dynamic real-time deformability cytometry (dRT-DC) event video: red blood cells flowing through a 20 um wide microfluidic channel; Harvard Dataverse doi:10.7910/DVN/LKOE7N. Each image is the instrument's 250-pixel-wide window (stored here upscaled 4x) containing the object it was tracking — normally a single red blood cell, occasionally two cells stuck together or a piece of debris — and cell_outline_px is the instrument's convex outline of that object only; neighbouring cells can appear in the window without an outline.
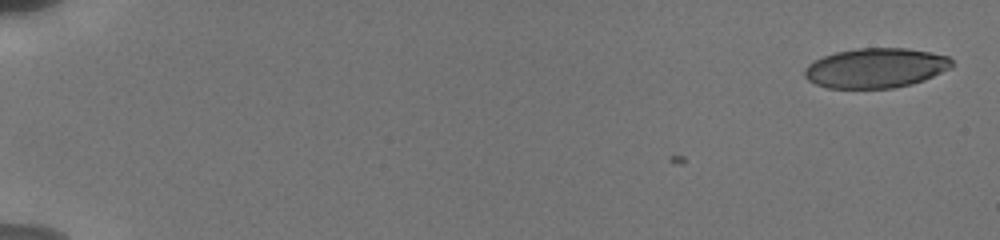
{"species": "human", "species_latin": "Homo sapiens", "temperature_condition": "cold", "stored_images_in_passage": 37, "camera_frame_rate_fps": 3000, "um_per_image_px": 0.085, "donor": {"sex": "male"}, "frame": {"image": 1, "passage_image": 1, "time_ms": 0.0, "image_size_px": [1000, 240], "cell_outline_px": [[952, 68], [924, 80], [912, 84], [892, 88], [828, 88], [816, 84], [808, 80], [804, 76], [804, 68], [808, 64], [824, 56], [836, 52], [856, 48], [908, 48], [948, 56], [952, 60]], "centroid_in_image_um": [74.44, 5.78], "position_along_channel_um": 10.6, "area_um2": 34.16}}
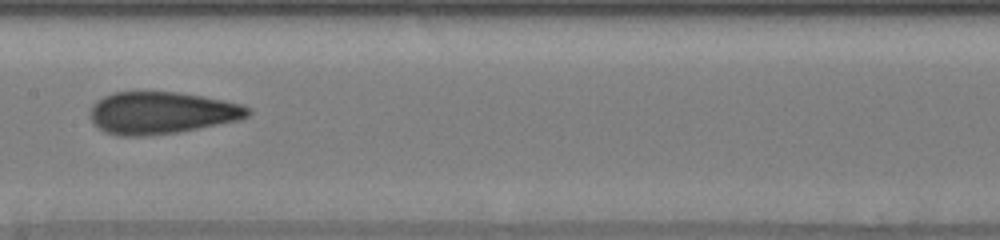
{"frame": {"image": 2, "passage_image": 19, "time_ms": 9.667, "image_size_px": [1000, 240], "cell_outline_px": [[252, 112], [248, 116], [240, 120], [180, 132], [144, 136], [116, 136], [104, 132], [92, 120], [92, 104], [96, 100], [112, 92], [180, 92], [204, 96], [244, 104], [252, 108]], "centroid_in_image_um": [13.79, 9.59], "position_along_channel_um": 193.6, "area_um2": 39.07}}
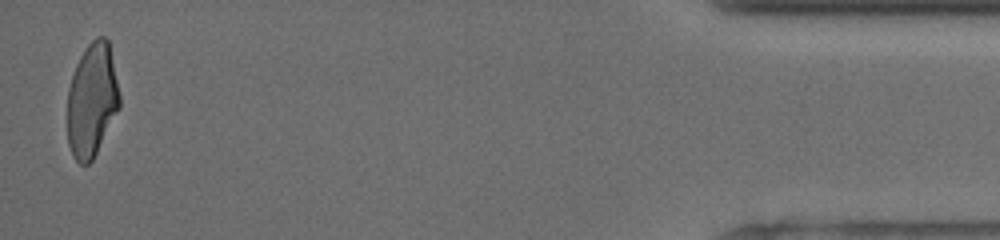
{"frame": {"image": 3, "passage_image": 37, "time_ms": 17.667, "image_size_px": [1000, 240], "cell_outline_px": [[120, 108], [92, 160], [88, 164], [80, 164], [76, 160], [68, 144], [68, 88], [76, 64], [84, 48], [96, 36], [104, 36], [108, 40], [120, 96]], "centroid_in_image_um": [7.82, 8.49], "position_along_channel_um": 427.4, "area_um2": 34.39}, "authors_computed_cell_mechanics": {"area_um2": 37.2232, "velocity_mm_per_s": 3.8303, "shape_relaxation_time_tau1_ms": 10.8422, "shape_relaxation_time_tau2_ms": 1.2381, "deformation_change_tau1": 0.2562, "deformation_change_tau2": 0.0847}}